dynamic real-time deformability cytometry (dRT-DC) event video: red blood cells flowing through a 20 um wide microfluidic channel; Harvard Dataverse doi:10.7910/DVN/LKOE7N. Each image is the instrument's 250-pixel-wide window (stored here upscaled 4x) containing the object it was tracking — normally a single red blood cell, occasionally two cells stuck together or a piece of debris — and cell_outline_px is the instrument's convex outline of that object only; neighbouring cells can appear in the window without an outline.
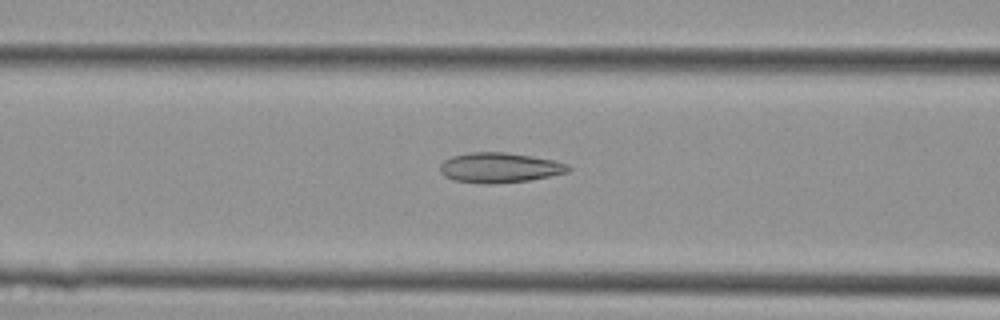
{"species": "Egyptian fruit bat (a non-hibernating species)", "species_latin": "Rousettus aegyptiacus", "temperature_condition": "cold", "stored_images_in_passage": 38, "camera_frame_rate_fps": 3000, "um_per_image_px": 0.085, "animal": {"sex": "female"}, "frame": {"image": 1, "passage_image": 12, "time_ms": 3.667, "image_size_px": [1000, 320], "cell_outline_px": [[572, 168], [568, 172], [528, 180], [488, 184], [484, 184], [452, 180], [444, 176], [440, 172], [440, 164], [444, 160], [452, 156], [472, 152], [504, 152], [532, 156], [552, 160], [568, 164]], "centroid_in_image_um": [42.43, 14.25], "position_along_channel_um": 124.2, "area_um2": 22.37}}
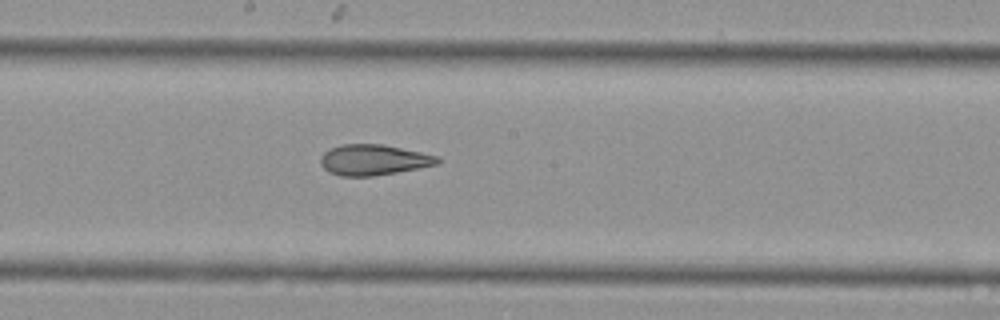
{"frame": {"image": 2, "passage_image": 18, "time_ms": 5.667, "image_size_px": [1000, 320], "cell_outline_px": [[440, 160], [436, 164], [396, 172], [372, 176], [340, 176], [328, 172], [320, 164], [320, 156], [328, 148], [340, 144], [384, 144], [420, 152], [436, 156]], "centroid_in_image_um": [31.66, 13.58], "position_along_channel_um": 216.5, "area_um2": 20.81}}
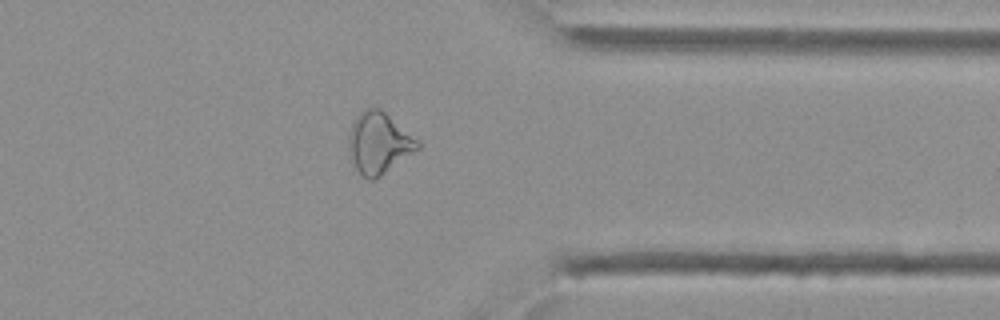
{"frame": {"image": 3, "passage_image": 29, "time_ms": 9.333, "image_size_px": [1000, 320], "cell_outline_px": [[420, 148], [380, 176], [372, 180], [368, 180], [360, 176], [356, 168], [348, 144], [348, 136], [352, 124], [356, 116], [364, 108], [380, 108], [420, 140]], "centroid_in_image_um": [32.22, 12.15], "position_along_channel_um": 379.2, "area_um2": 24.57}}